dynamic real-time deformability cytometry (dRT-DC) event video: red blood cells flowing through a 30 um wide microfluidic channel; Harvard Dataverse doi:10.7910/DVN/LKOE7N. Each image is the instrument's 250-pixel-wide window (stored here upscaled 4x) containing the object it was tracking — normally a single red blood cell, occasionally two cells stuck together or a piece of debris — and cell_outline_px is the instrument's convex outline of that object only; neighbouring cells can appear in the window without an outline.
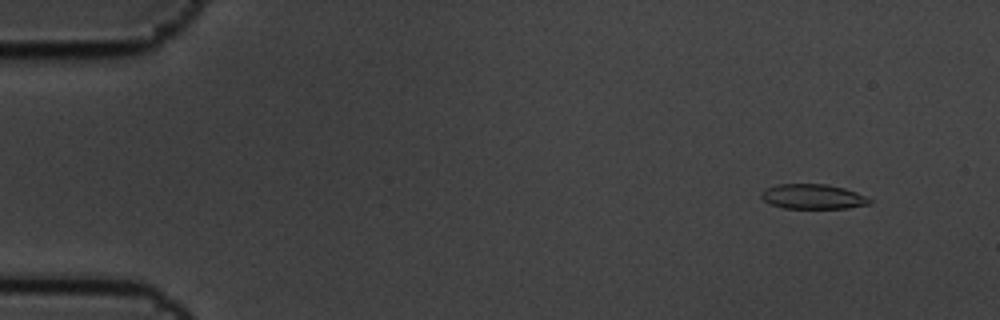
{"species": "common noctule bat (a hibernating species)", "species_latin": "Nyctalus noctula", "temperature_condition": "cold", "stored_images_in_passage": 8, "camera_frame_rate_fps": 3000, "um_per_image_px": 0.085, "animal": {"sex": "male", "body_mass_g": 19.5, "forearm_length_mm": 54.6}, "frame": {"image": 1, "passage_image": 2, "time_ms": 0.333, "image_size_px": [1000, 320], "cell_outline_px": [[872, 204], [848, 208], [784, 208], [772, 204], [764, 200], [760, 196], [760, 192], [764, 188], [776, 184], [828, 184], [844, 188], [868, 196], [872, 200]], "centroid_in_image_um": [69.12, 16.7], "position_along_channel_um": 15.9, "area_um2": 15.9}}
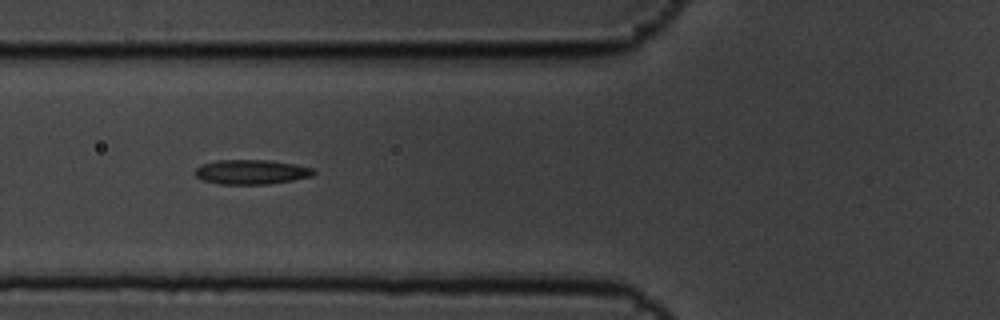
{"frame": {"image": 2, "passage_image": 7, "time_ms": 2.0, "image_size_px": [1000, 320], "cell_outline_px": [[316, 172], [312, 176], [292, 180], [268, 184], [220, 184], [204, 180], [196, 176], [196, 168], [200, 164], [216, 160], [268, 160], [296, 164], [312, 168]], "centroid_in_image_um": [21.37, 14.61], "position_along_channel_um": 104.4, "area_um2": 16.94}}
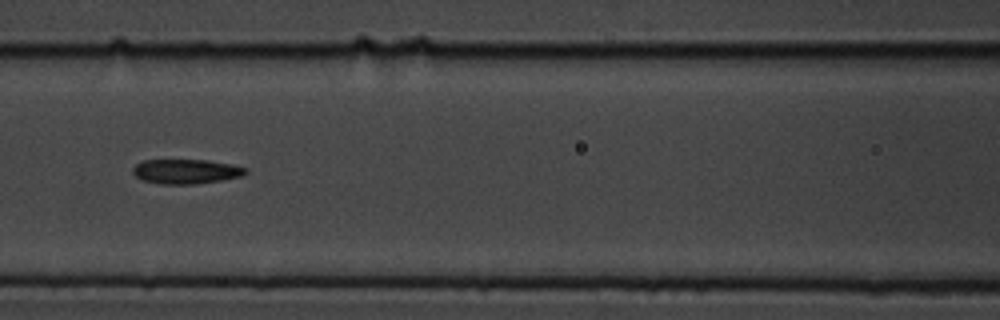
{"frame": {"image": 3, "passage_image": 8, "time_ms": 2.333, "image_size_px": [1000, 320], "cell_outline_px": [[248, 172], [240, 176], [220, 180], [192, 184], [160, 184], [144, 180], [136, 176], [132, 172], [132, 168], [136, 164], [144, 160], [208, 160], [232, 164], [248, 168]], "centroid_in_image_um": [15.81, 14.56], "position_along_channel_um": 150.8, "area_um2": 16.07}}